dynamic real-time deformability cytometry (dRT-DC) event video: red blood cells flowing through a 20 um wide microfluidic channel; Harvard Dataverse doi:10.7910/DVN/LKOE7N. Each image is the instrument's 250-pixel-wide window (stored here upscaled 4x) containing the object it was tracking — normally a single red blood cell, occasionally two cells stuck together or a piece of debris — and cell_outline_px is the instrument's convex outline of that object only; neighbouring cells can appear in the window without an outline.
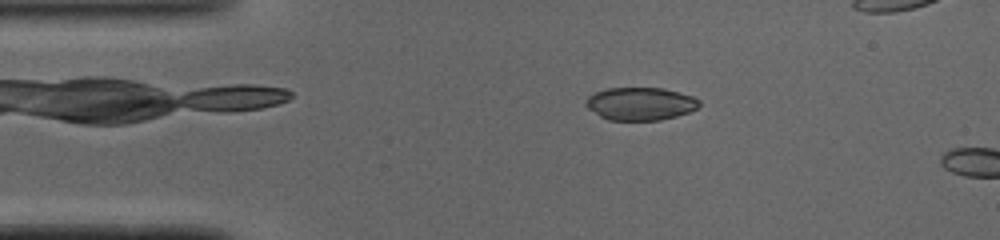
{"species": "common noctule bat (a hibernating species)", "species_latin": "Nyctalus noctula", "temperature_condition": "cold", "stored_images_in_passage": 6, "camera_frame_rate_fps": 3000, "um_per_image_px": 0.085, "animal": {"sex": "male", "body_mass_g": 19.0, "forearm_length_mm": 50.8}, "frame": {"image": 1, "passage_image": 4, "time_ms": 1.0, "image_size_px": [1000, 240], "cell_outline_px": [[700, 104], [696, 108], [688, 112], [676, 116], [660, 120], [608, 120], [600, 116], [588, 108], [584, 104], [588, 96], [596, 92], [608, 88], [664, 88], [692, 96], [700, 100]], "centroid_in_image_um": [54.42, 8.82], "position_along_channel_um": 30.6, "area_um2": 21.62}}